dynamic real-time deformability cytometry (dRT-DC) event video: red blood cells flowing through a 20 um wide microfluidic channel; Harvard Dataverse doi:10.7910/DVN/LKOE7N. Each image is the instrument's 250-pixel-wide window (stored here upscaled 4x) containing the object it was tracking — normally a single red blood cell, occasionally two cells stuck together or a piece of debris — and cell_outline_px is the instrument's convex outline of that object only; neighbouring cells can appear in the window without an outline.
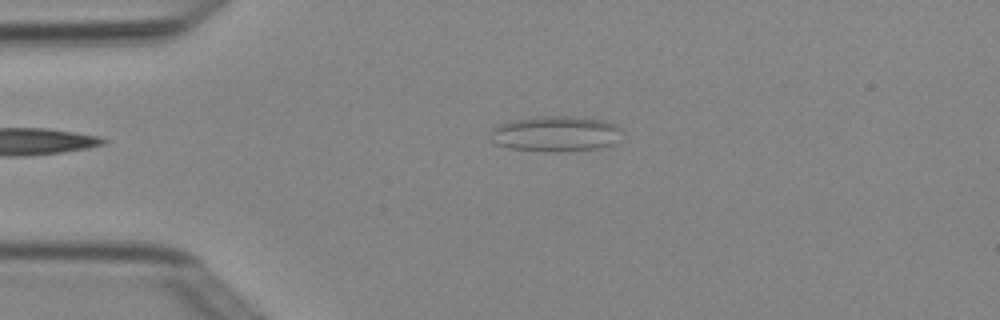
{"species": "Egyptian fruit bat (a non-hibernating species)", "species_latin": "Rousettus aegyptiacus", "temperature_condition": "cold", "stored_images_in_passage": 5, "camera_frame_rate_fps": 3000, "um_per_image_px": 0.085, "animal": {"sex": "female"}, "frame": {"image": 1, "passage_image": 5, "time_ms": 1.333, "image_size_px": [1000, 320], "cell_outline_px": [[624, 128], [612, 144], [600, 148], [560, 152], [544, 152], [508, 148], [496, 144], [492, 140], [488, 132], [492, 128], [500, 124], [512, 120], [536, 116], [584, 116], [604, 120], [616, 124]], "centroid_in_image_um": [47.22, 11.36], "position_along_channel_um": 37.8, "area_um2": 27.86}}